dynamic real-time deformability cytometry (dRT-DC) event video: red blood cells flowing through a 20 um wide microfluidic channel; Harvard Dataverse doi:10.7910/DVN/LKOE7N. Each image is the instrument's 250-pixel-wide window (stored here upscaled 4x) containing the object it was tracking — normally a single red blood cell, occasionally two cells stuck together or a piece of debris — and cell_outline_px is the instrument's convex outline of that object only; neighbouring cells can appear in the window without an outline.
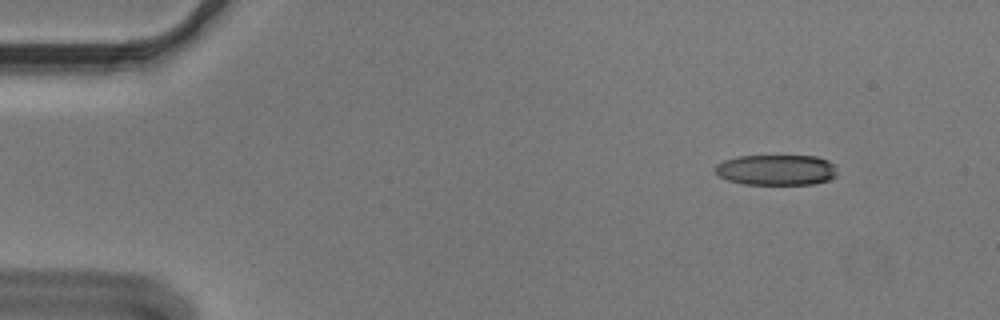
{"species": "Egyptian fruit bat (a non-hibernating species)", "species_latin": "Rousettus aegyptiacus", "temperature_condition": "cold", "stored_images_in_passage": 56, "camera_frame_rate_fps": 3000, "um_per_image_px": 0.085, "animal": {"sex": "male"}, "frame": {"image": 1, "passage_image": 7, "time_ms": 2.0, "image_size_px": [1000, 320], "cell_outline_px": [[836, 176], [828, 180], [816, 184], [744, 184], [728, 180], [720, 176], [716, 172], [716, 164], [724, 160], [736, 156], [816, 156], [828, 160], [836, 164]], "centroid_in_image_um": [66.03, 14.44], "position_along_channel_um": 19.0, "area_um2": 21.85}}
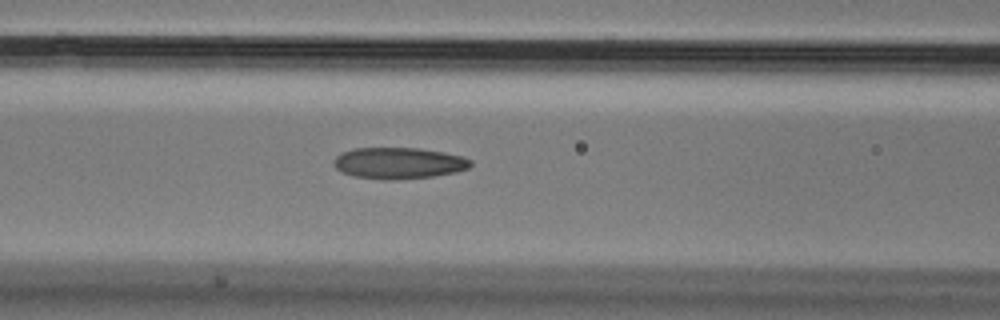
{"frame": {"image": 2, "passage_image": 24, "time_ms": 7.667, "image_size_px": [1000, 320], "cell_outline_px": [[472, 164], [468, 168], [456, 172], [432, 176], [396, 180], [384, 180], [352, 176], [340, 172], [332, 164], [332, 160], [340, 152], [352, 148], [420, 148], [444, 152], [464, 156], [472, 160]], "centroid_in_image_um": [33.85, 13.86], "position_along_channel_um": 132.8, "area_um2": 25.43}}
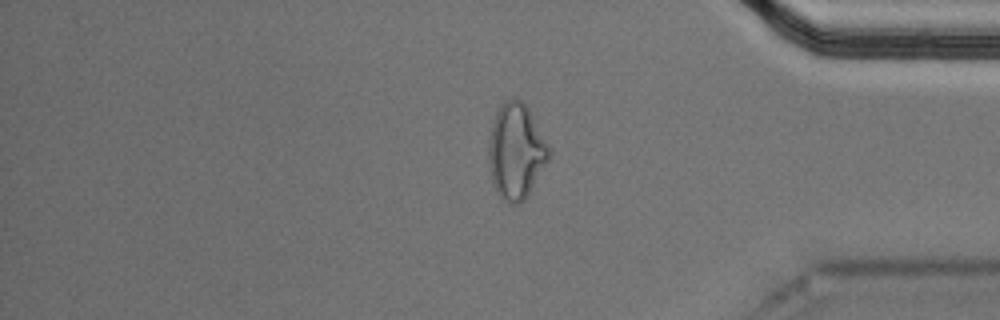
{"frame": {"image": 3, "passage_image": 47, "time_ms": 15.333, "image_size_px": [1000, 320], "cell_outline_px": [[552, 152], [548, 160], [524, 200], [520, 204], [508, 204], [496, 192], [492, 180], [488, 160], [488, 148], [492, 124], [496, 112], [500, 104], [504, 100], [520, 100], [528, 108]], "centroid_in_image_um": [43.85, 12.88], "position_along_channel_um": 391.4, "area_um2": 33.18}, "authors_computed_cell_mechanics": {"area_um2": 24.6806, "velocity_mm_per_s": 3.6224, "shape_relaxation_time_tau1_ms": 10.34, "shape_relaxation_time_tau2_ms": 1.8816, "deformation_change_tau1": 0.2324, "deformation_change_tau2": 0.1064}}